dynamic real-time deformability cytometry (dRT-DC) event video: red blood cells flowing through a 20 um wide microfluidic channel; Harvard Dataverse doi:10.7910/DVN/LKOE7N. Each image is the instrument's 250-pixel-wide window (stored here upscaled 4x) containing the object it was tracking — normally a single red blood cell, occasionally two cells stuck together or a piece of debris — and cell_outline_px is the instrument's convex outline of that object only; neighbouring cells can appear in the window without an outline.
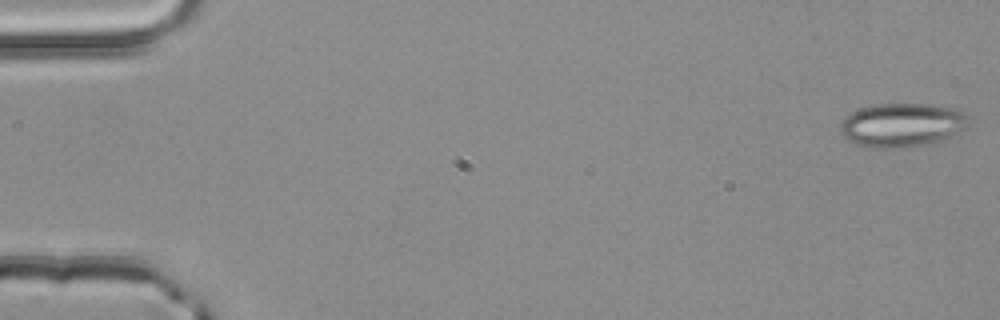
{"species": "common noctule bat (a hibernating species)", "species_latin": "Nyctalus noctula", "temperature_condition": "room temperature", "stored_images_in_passage": 4, "camera_frame_rate_fps": 3000, "um_per_image_px": 0.085, "animal": {"sex": "male", "body_mass_g": 20.4}, "frame": {"image": 1, "passage_image": 1, "time_ms": 0.0, "image_size_px": [1000, 320], "cell_outline_px": [[968, 128], [952, 136], [928, 144], [896, 148], [868, 148], [856, 144], [848, 140], [840, 132], [840, 124], [844, 116], [860, 108], [876, 104], [928, 104], [960, 108], [968, 116]], "centroid_in_image_um": [76.69, 10.62], "position_along_channel_um": 8.3, "area_um2": 33.23}}